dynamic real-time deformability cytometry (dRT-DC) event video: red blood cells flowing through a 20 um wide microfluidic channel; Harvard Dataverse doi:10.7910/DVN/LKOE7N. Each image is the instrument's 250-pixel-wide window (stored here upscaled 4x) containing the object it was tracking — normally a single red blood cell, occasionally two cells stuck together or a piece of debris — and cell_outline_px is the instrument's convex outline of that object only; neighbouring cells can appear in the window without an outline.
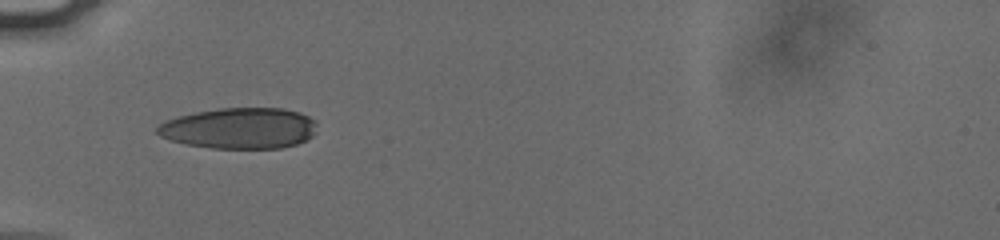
{"species": "human", "species_latin": "Homo sapiens", "temperature_condition": "cold", "stored_images_in_passage": 36, "camera_frame_rate_fps": 3000, "um_per_image_px": 0.085, "donor": {"sex": "male"}, "frame": {"image": 1, "passage_image": 1, "time_ms": 0.0, "image_size_px": [1000, 240], "cell_outline_px": [[316, 132], [312, 136], [296, 144], [280, 148], [212, 148], [188, 144], [172, 140], [160, 136], [156, 132], [156, 128], [160, 124], [168, 120], [180, 116], [196, 112], [220, 108], [284, 108], [300, 112], [316, 120]], "centroid_in_image_um": [20.41, 10.89], "position_along_channel_um": 64.6, "area_um2": 37.97}}
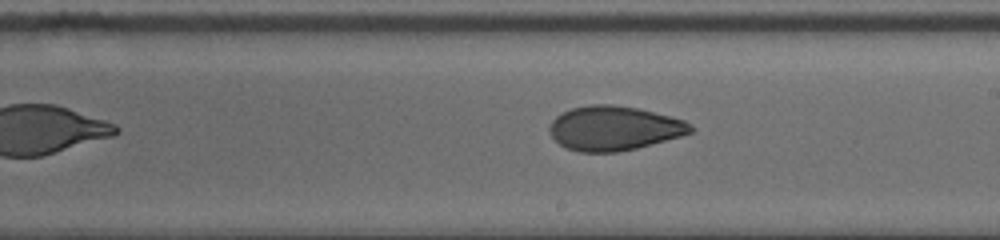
{"frame": {"image": 2, "passage_image": 15, "time_ms": 4.667, "image_size_px": [1000, 240], "cell_outline_px": [[692, 132], [680, 136], [636, 148], [616, 152], [580, 152], [568, 148], [560, 144], [552, 136], [548, 128], [552, 120], [556, 116], [572, 108], [592, 104], [612, 104], [636, 108], [684, 120], [692, 124]], "centroid_in_image_um": [52.17, 10.9], "position_along_channel_um": 236.8, "area_um2": 36.07}}
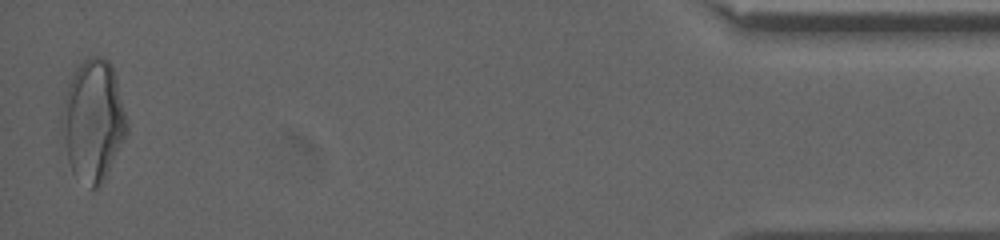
{"frame": {"image": 3, "passage_image": 36, "time_ms": 11.667, "image_size_px": [1000, 240], "cell_outline_px": [[128, 132], [104, 180], [96, 188], [92, 188], [72, 172], [68, 160], [60, 124], [60, 112], [64, 96], [72, 72], [76, 64], [88, 56], [104, 56], [112, 64], [128, 124]], "centroid_in_image_um": [7.89, 10.18], "position_along_channel_um": 427.3, "area_um2": 46.3}, "authors_computed_cell_mechanics": {"area_um2": 37.0209, "velocity_mm_per_s": 3.8128, "shape_relaxation_time_tau1_ms": null, "shape_relaxation_time_tau2_ms": 2.6507, "deformation_change_tau1": null, "deformation_change_tau2": 0.0786}}